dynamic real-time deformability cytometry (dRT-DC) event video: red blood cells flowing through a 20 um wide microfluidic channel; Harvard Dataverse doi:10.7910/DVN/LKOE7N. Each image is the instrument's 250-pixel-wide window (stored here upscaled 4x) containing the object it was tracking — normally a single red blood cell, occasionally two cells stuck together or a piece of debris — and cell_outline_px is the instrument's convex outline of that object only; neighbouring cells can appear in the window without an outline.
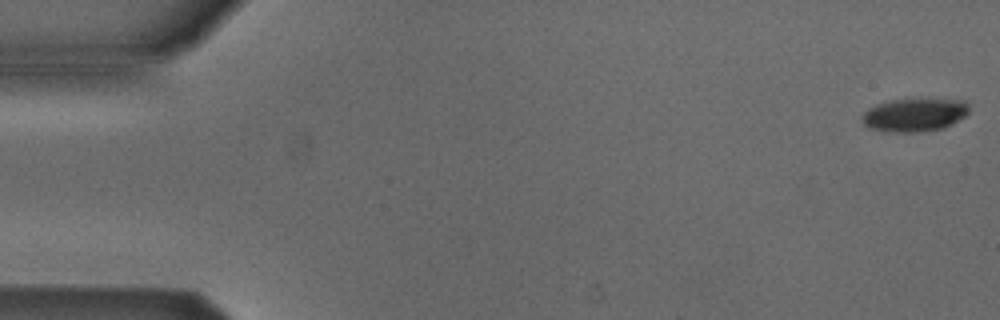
{"species": "Egyptian fruit bat (a non-hibernating species)", "species_latin": "Rousettus aegyptiacus", "temperature_condition": "cold", "stored_images_in_passage": 5, "camera_frame_rate_fps": 3000, "um_per_image_px": 0.085, "animal": {"sex": "male"}, "frame": {"image": 1, "passage_image": 1, "time_ms": 0.0, "image_size_px": [1000, 320], "cell_outline_px": [[968, 112], [964, 116], [952, 124], [944, 128], [920, 132], [896, 132], [868, 128], [864, 124], [860, 116], [868, 108], [876, 104], [888, 100], [964, 100], [968, 104]], "centroid_in_image_um": [77.69, 9.78], "position_along_channel_um": 7.3, "area_um2": 20.52}}
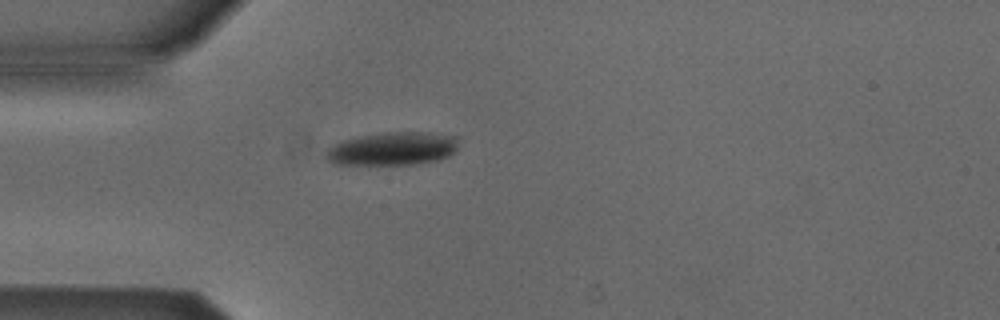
{"frame": {"image": 2, "passage_image": 5, "time_ms": 1.333, "image_size_px": [1000, 320], "cell_outline_px": [[460, 136], [456, 148], [448, 156], [436, 160], [416, 164], [332, 164], [324, 156], [324, 152], [328, 148], [344, 140], [360, 136], [380, 132], [436, 132]], "centroid_in_image_um": [33.39, 12.62], "position_along_channel_um": 51.6, "area_um2": 25.84}}